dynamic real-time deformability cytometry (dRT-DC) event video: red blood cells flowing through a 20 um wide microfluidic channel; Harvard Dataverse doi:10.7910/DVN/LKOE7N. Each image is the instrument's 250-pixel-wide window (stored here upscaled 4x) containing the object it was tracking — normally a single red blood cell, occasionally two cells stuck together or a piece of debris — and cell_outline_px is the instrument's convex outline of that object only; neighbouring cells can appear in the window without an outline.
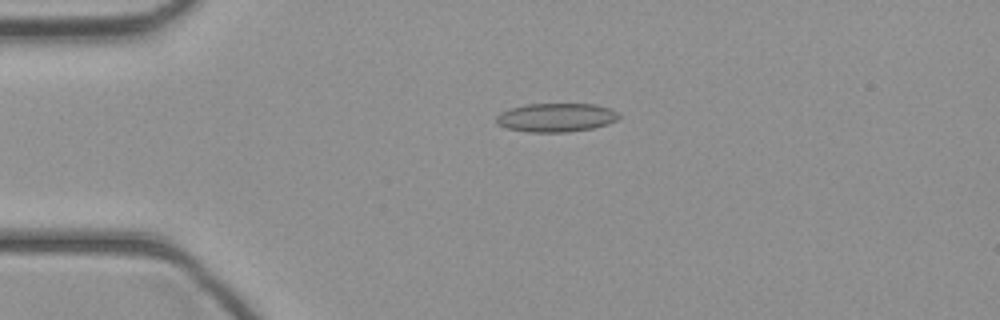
{"species": "common noctule bat (a hibernating species)", "species_latin": "Nyctalus noctula", "temperature_condition": "cold", "stored_images_in_passage": 42, "camera_frame_rate_fps": 3000, "um_per_image_px": 0.085, "animal": {"sex": "female", "body_mass_g": 21.9}, "frame": {"image": 1, "passage_image": 8, "time_ms": 2.333, "image_size_px": [1000, 320], "cell_outline_px": [[620, 116], [616, 120], [608, 124], [592, 128], [564, 132], [528, 132], [504, 128], [496, 124], [496, 116], [500, 112], [508, 108], [528, 104], [596, 104], [612, 108]], "centroid_in_image_um": [47.23, 9.98], "position_along_channel_um": 37.8, "area_um2": 20.69}}
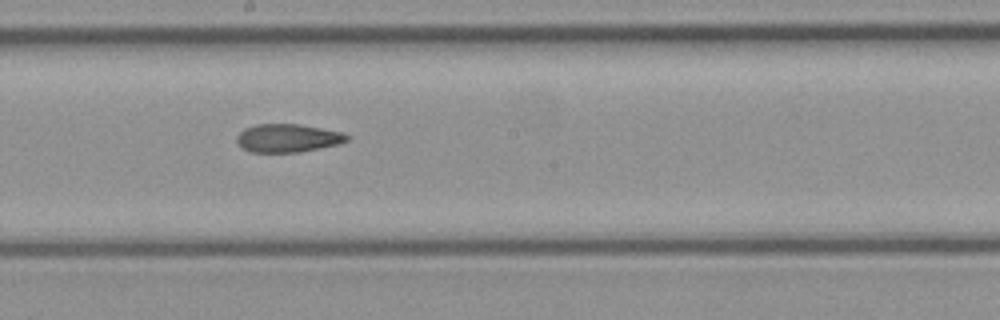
{"frame": {"image": 2, "passage_image": 22, "time_ms": 7.0, "image_size_px": [1000, 320], "cell_outline_px": [[352, 136], [348, 140], [340, 144], [300, 152], [252, 152], [240, 148], [236, 144], [236, 136], [244, 128], [256, 124], [300, 124], [344, 132]], "centroid_in_image_um": [24.47, 11.73], "position_along_channel_um": 223.7, "area_um2": 18.5}}
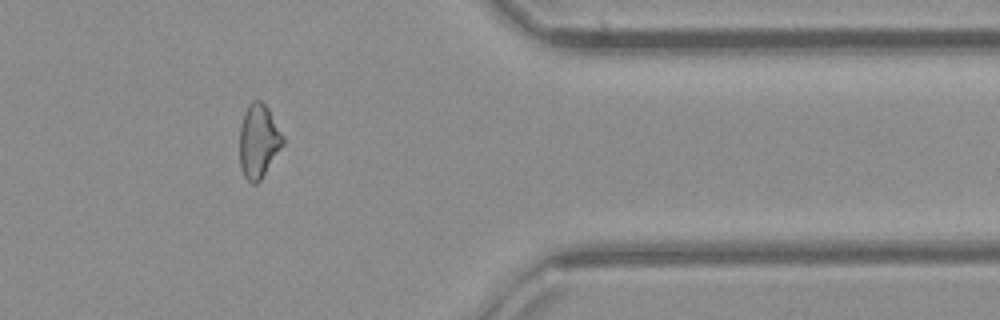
{"frame": {"image": 3, "passage_image": 34, "time_ms": 11.0, "image_size_px": [1000, 320], "cell_outline_px": [[284, 144], [260, 180], [256, 184], [252, 184], [244, 176], [240, 168], [240, 124], [244, 112], [248, 104], [252, 100], [260, 100], [268, 108], [284, 136]], "centroid_in_image_um": [21.97, 11.98], "position_along_channel_um": 389.4, "area_um2": 18.67}}